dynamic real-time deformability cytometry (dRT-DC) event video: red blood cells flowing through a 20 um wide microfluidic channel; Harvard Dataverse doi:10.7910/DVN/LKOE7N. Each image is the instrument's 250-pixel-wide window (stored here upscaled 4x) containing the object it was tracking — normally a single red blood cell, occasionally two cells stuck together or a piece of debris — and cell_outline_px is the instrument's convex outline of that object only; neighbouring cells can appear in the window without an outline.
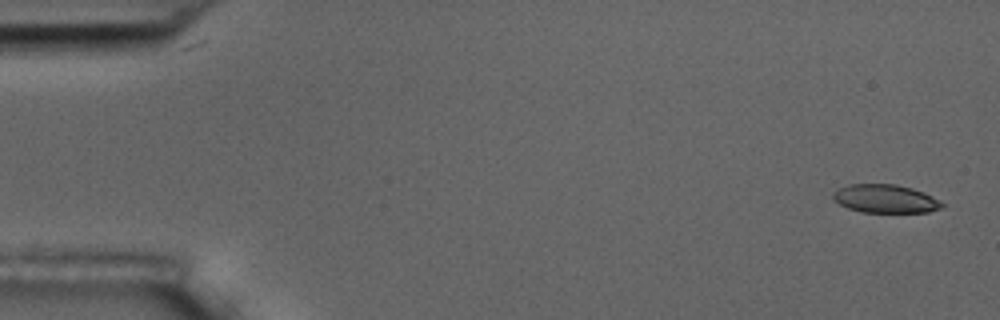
{"species": "common noctule bat (a hibernating species)", "species_latin": "Nyctalus noctula", "temperature_condition": "room temperature", "stored_images_in_passage": 5, "camera_frame_rate_fps": 3000, "um_per_image_px": 0.085, "animal": {"sex": "male", "body_mass_g": 17.5, "forearm_length_mm": 52.3}, "frame": {"image": 1, "passage_image": 1, "time_ms": 0.0, "image_size_px": [1000, 320], "cell_outline_px": [[944, 208], [928, 212], [860, 212], [848, 208], [840, 204], [832, 196], [832, 192], [848, 184], [896, 184], [912, 188], [924, 192], [940, 200], [944, 204]], "centroid_in_image_um": [75.29, 16.89], "position_along_channel_um": 9.7, "area_um2": 18.09}}
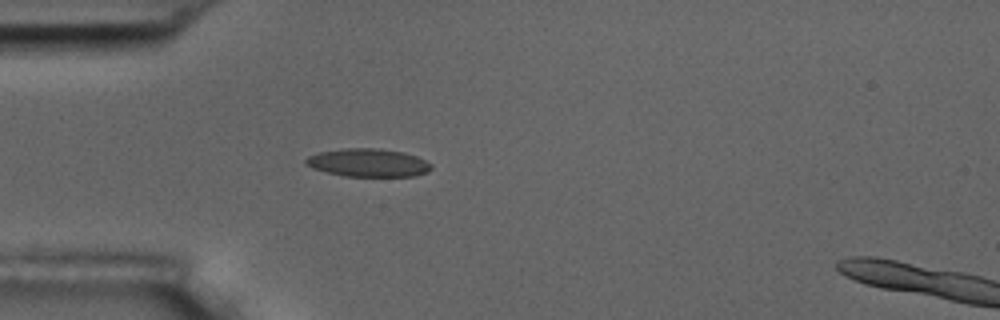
{"frame": {"image": 2, "passage_image": 5, "time_ms": 4.667, "image_size_px": [1000, 320], "cell_outline_px": [[432, 168], [428, 172], [416, 176], [344, 176], [312, 168], [304, 164], [304, 160], [308, 156], [320, 152], [340, 148], [376, 148], [404, 152], [416, 156], [432, 164]], "centroid_in_image_um": [31.29, 13.83], "position_along_channel_um": 53.7, "area_um2": 20.63}}